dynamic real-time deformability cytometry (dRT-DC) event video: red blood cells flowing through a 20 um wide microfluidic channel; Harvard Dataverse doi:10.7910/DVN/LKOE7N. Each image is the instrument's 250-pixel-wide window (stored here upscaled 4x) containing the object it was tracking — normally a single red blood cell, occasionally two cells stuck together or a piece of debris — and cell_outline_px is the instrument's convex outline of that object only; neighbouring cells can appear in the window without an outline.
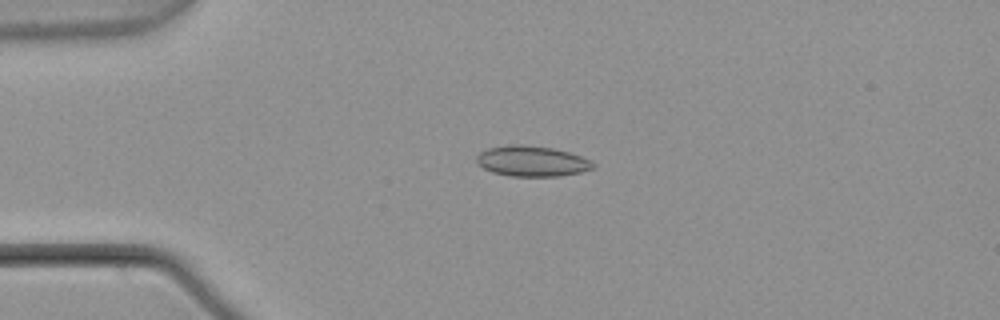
{"species": "common noctule bat (a hibernating species)", "species_latin": "Nyctalus noctula", "temperature_condition": "warm", "stored_images_in_passage": 54, "camera_frame_rate_fps": 3000, "um_per_image_px": 0.085, "animal": {"sex": "male", "body_mass_g": 21.5, "forearm_length_mm": 52.0}, "frame": {"image": 1, "passage_image": 13, "time_ms": 4.0, "image_size_px": [1000, 320], "cell_outline_px": [[596, 168], [580, 172], [560, 176], [512, 176], [492, 172], [484, 168], [476, 160], [476, 156], [480, 152], [488, 148], [508, 144], [524, 144], [552, 148], [568, 152], [580, 156], [596, 164]], "centroid_in_image_um": [45.21, 13.69], "position_along_channel_um": 39.8, "area_um2": 20.69}}
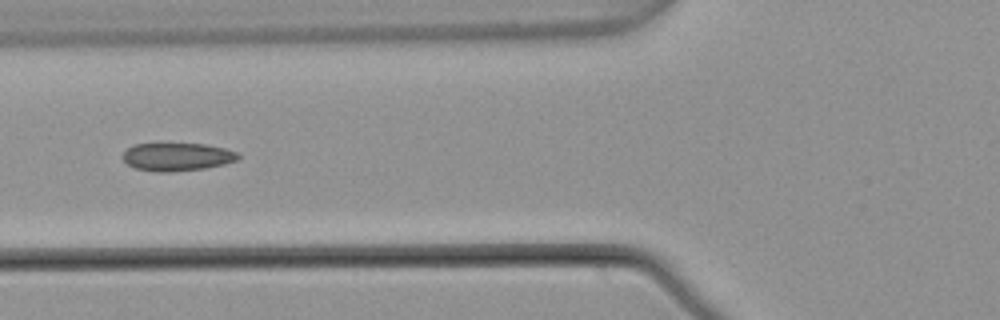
{"frame": {"image": 2, "passage_image": 21, "time_ms": 6.667, "image_size_px": [1000, 320], "cell_outline_px": [[240, 156], [236, 160], [224, 164], [204, 168], [172, 172], [156, 172], [136, 168], [128, 164], [124, 160], [124, 152], [132, 144], [160, 140], [208, 144], [224, 148], [236, 152]], "centroid_in_image_um": [15.01, 13.26], "position_along_channel_um": 110.8, "area_um2": 19.77}}
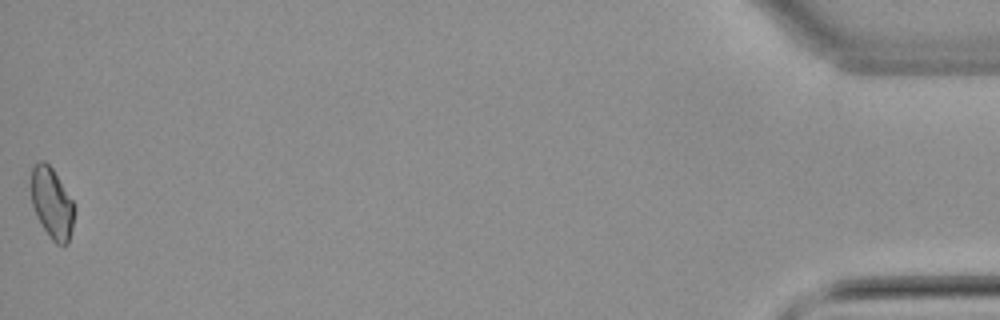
{"frame": {"image": 3, "passage_image": 54, "time_ms": 17.667, "image_size_px": [1000, 320], "cell_outline_px": [[76, 208], [72, 228], [68, 244], [56, 244], [52, 240], [36, 216], [32, 204], [32, 168], [40, 160], [44, 160], [52, 168], [72, 200]], "centroid_in_image_um": [4.43, 17.29], "position_along_channel_um": 430.8, "area_um2": 17.63}, "authors_computed_cell_mechanics": {"area_um2": 18.7272, "velocity_mm_per_s": 3.813, "shape_relaxation_time_tau1_ms": null, "shape_relaxation_time_tau2_ms": 2.8433, "deformation_change_tau1": null, "deformation_change_tau2": 0.0785}}